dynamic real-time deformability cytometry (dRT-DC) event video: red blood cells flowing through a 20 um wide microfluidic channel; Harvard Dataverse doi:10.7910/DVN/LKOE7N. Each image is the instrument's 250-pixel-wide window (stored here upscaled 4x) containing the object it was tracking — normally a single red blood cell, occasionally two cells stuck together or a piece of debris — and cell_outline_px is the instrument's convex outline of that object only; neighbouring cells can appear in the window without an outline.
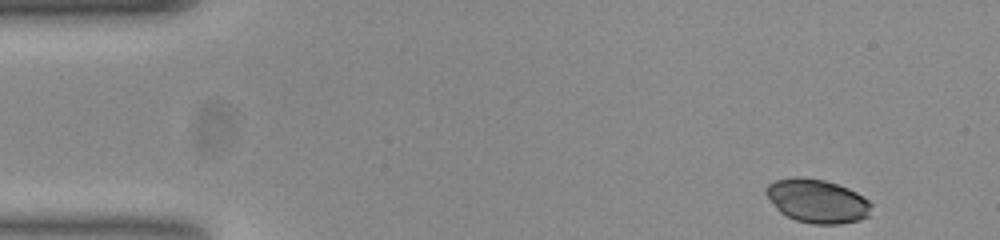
{"species": "common noctule bat (a hibernating species)", "species_latin": "Nyctalus noctula", "temperature_condition": "room temperature", "stored_images_in_passage": 50, "camera_frame_rate_fps": 3000, "um_per_image_px": 0.085, "animal": {"sex": "female", "body_mass_g": 23.0, "forearm_length_mm": 53.4}, "frame": {"image": 1, "passage_image": 1, "time_ms": 0.0, "image_size_px": [1000, 240], "cell_outline_px": [[872, 204], [868, 216], [860, 220], [840, 224], [812, 224], [796, 220], [780, 212], [776, 208], [764, 192], [764, 188], [768, 184], [776, 180], [792, 176], [796, 176], [824, 180], [848, 188], [856, 192], [868, 200]], "centroid_in_image_um": [69.44, 17.08], "position_along_channel_um": 15.6, "area_um2": 26.82}}
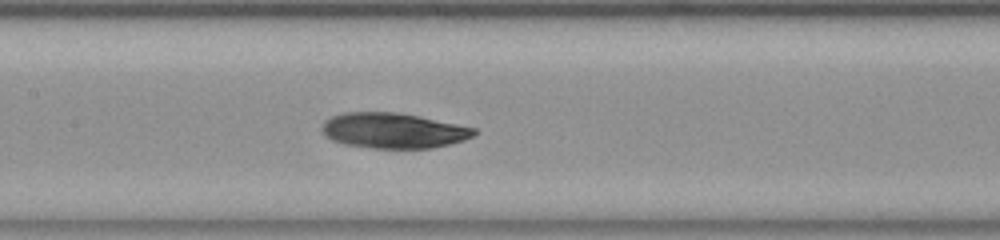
{"frame": {"image": 2, "passage_image": 22, "time_ms": 7.0, "image_size_px": [1000, 240], "cell_outline_px": [[476, 132], [472, 136], [464, 140], [432, 148], [372, 148], [344, 144], [332, 140], [324, 132], [324, 124], [332, 116], [344, 112], [400, 112], [420, 116], [476, 128]], "centroid_in_image_um": [33.47, 11.09], "position_along_channel_um": 173.9, "area_um2": 31.04}}
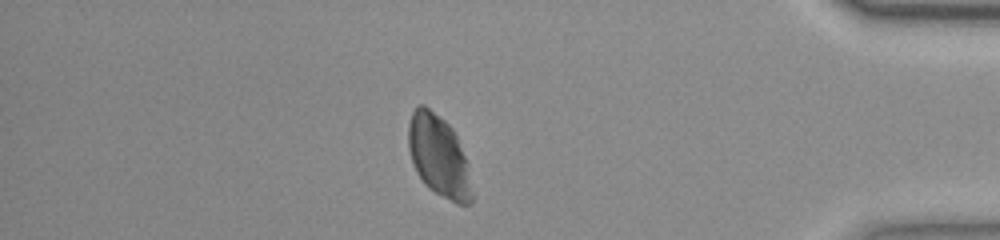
{"frame": {"image": 3, "passage_image": 43, "time_ms": 14.0, "image_size_px": [1000, 240], "cell_outline_px": [[472, 204], [456, 204], [428, 188], [424, 184], [416, 172], [412, 164], [408, 148], [408, 124], [412, 112], [420, 104], [424, 104], [444, 120], [452, 128], [456, 136], [464, 156], [472, 192]], "centroid_in_image_um": [37.25, 13.27], "position_along_channel_um": 397.9, "area_um2": 29.94}}